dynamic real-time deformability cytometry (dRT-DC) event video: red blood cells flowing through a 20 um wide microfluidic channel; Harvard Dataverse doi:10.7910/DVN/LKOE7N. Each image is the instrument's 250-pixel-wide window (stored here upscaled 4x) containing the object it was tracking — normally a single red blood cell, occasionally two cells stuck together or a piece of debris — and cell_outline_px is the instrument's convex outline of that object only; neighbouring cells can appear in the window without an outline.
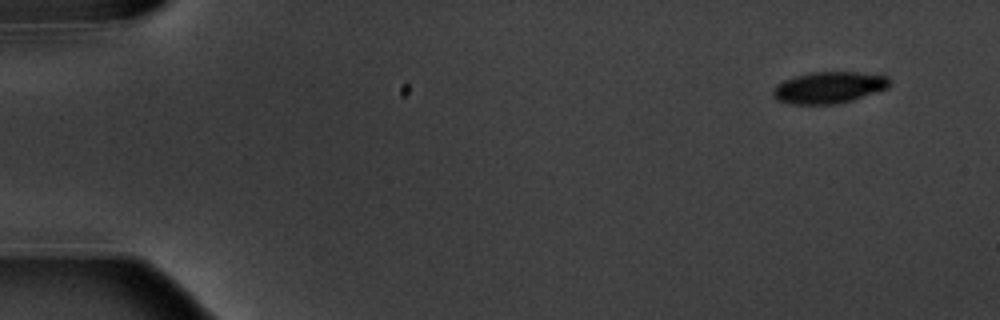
{"species": "common noctule bat (a hibernating species)", "species_latin": "Nyctalus noctula", "temperature_condition": "warm", "stored_images_in_passage": 7, "camera_frame_rate_fps": 3000, "um_per_image_px": 0.085, "animal": {"sex": "male", "body_mass_g": 20.1, "forearm_length_mm": 53.5}, "frame": {"image": 1, "passage_image": 1, "time_ms": 0.0, "image_size_px": [1000, 320], "cell_outline_px": [[892, 84], [888, 88], [852, 100], [832, 104], [792, 104], [776, 100], [772, 96], [772, 88], [776, 84], [784, 80], [796, 76], [812, 72], [856, 72], [888, 76], [892, 80]], "centroid_in_image_um": [70.45, 7.43], "position_along_channel_um": 14.6, "area_um2": 21.56}}
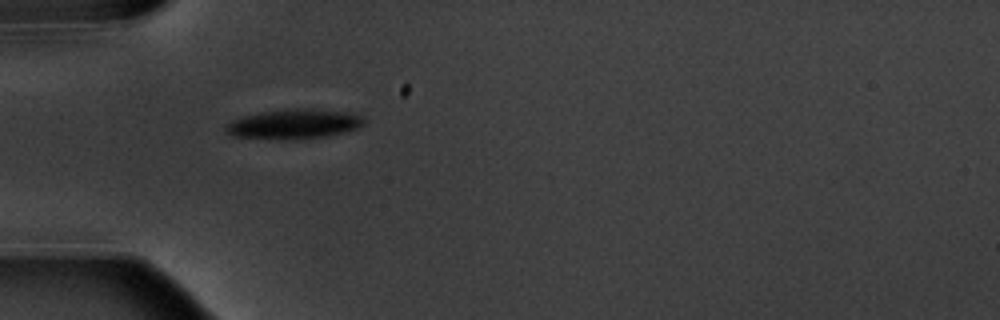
{"frame": {"image": 2, "passage_image": 5, "time_ms": 4.667, "image_size_px": [1000, 320], "cell_outline_px": [[364, 124], [356, 128], [324, 136], [296, 140], [280, 140], [232, 136], [224, 128], [232, 120], [244, 116], [260, 112], [296, 108], [312, 108], [344, 112], [360, 116], [364, 120]], "centroid_in_image_um": [24.93, 10.55], "position_along_channel_um": 60.1, "area_um2": 23.7}}